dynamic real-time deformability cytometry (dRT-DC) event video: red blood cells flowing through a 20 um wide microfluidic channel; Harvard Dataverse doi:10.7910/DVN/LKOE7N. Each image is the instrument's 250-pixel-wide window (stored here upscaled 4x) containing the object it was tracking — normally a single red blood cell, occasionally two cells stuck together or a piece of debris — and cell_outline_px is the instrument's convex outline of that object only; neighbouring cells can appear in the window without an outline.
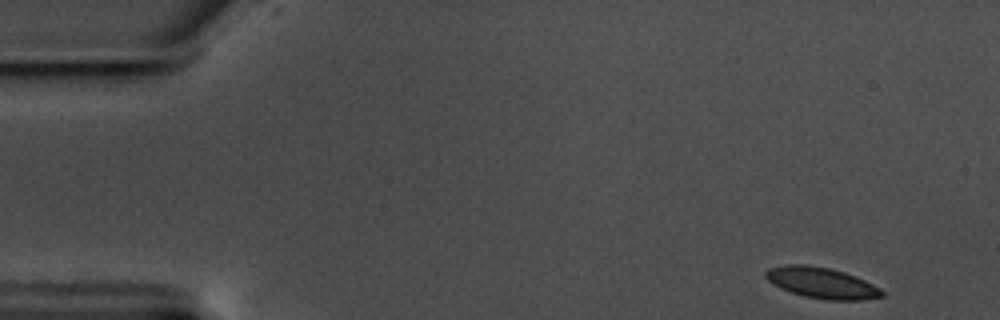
{"species": "common noctule bat (a hibernating species)", "species_latin": "Nyctalus noctula", "temperature_condition": "warm", "stored_images_in_passage": 55, "camera_frame_rate_fps": 3000, "um_per_image_px": 0.085, "animal": {"sex": "male", "body_mass_g": 17.5, "forearm_length_mm": 52.3}, "frame": {"image": 1, "passage_image": 1, "time_ms": 0.0, "image_size_px": [1000, 320], "cell_outline_px": [[884, 296], [864, 300], [824, 300], [804, 296], [780, 288], [772, 284], [764, 276], [764, 272], [768, 268], [788, 264], [804, 264], [828, 268], [844, 272], [856, 276], [880, 288], [884, 292]], "centroid_in_image_um": [69.83, 24.05], "position_along_channel_um": 15.2, "area_um2": 21.04}}
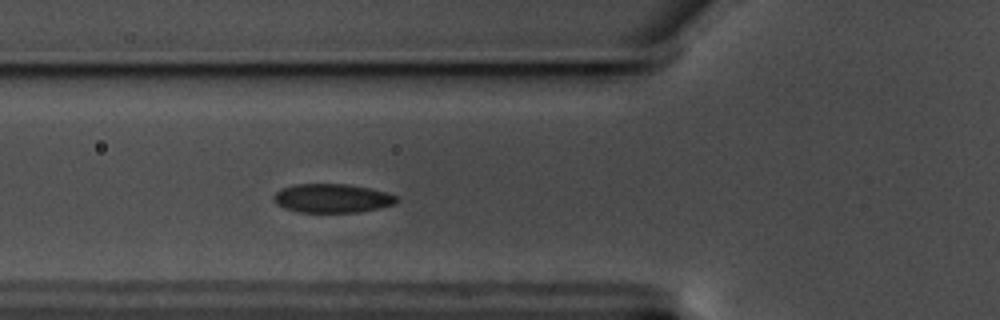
{"frame": {"image": 2, "passage_image": 18, "time_ms": 5.667, "image_size_px": [1000, 320], "cell_outline_px": [[400, 200], [396, 204], [380, 208], [360, 212], [300, 212], [284, 208], [276, 204], [272, 200], [272, 196], [280, 188], [292, 184], [348, 184], [368, 188], [400, 196]], "centroid_in_image_um": [28.23, 16.85], "position_along_channel_um": 97.6, "area_um2": 20.98}}
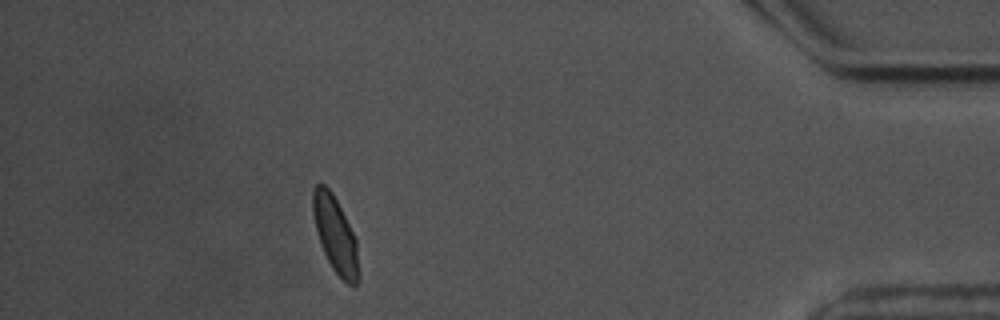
{"frame": {"image": 3, "passage_image": 49, "time_ms": 16.0, "image_size_px": [1000, 320], "cell_outline_px": [[360, 276], [356, 284], [348, 284], [332, 268], [320, 244], [312, 212], [312, 192], [316, 184], [324, 184], [332, 192], [356, 240], [360, 272]], "centroid_in_image_um": [28.5, 19.96], "position_along_channel_um": 406.7, "area_um2": 20.0}, "authors_computed_cell_mechanics": {"area_um2": 21.0392, "velocity_mm_per_s": 3.4907, "shape_relaxation_time_tau1_ms": 2.9813, "shape_relaxation_time_tau2_ms": 1.3103, "deformation_change_tau1": 0.0984, "deformation_change_tau2": 0.0518}}